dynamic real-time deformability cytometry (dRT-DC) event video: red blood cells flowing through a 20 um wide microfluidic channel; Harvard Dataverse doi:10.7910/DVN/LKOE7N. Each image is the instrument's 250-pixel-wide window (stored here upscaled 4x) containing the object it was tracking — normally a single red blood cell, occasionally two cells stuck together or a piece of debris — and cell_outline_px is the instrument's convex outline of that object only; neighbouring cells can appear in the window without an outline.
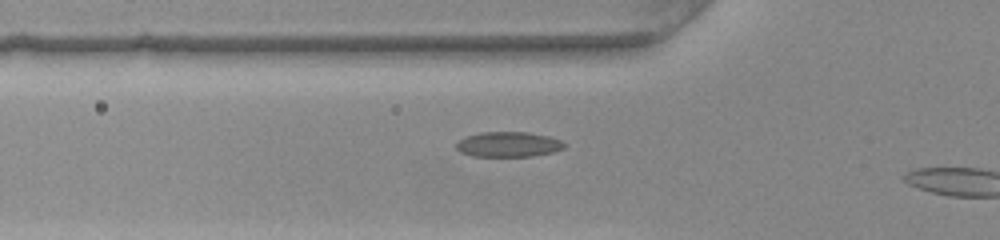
{"species": "common noctule bat (a hibernating species)", "species_latin": "Nyctalus noctula", "temperature_condition": "warm", "stored_images_in_passage": 4, "camera_frame_rate_fps": 3000, "um_per_image_px": 0.085, "animal": {"sex": "female", "body_mass_g": 22.0, "forearm_length_mm": 56.7}, "frame": {"image": 1, "passage_image": 2, "time_ms": 0.333, "image_size_px": [1000, 240], "cell_outline_px": [[564, 148], [552, 152], [532, 156], [472, 156], [460, 152], [456, 148], [456, 140], [464, 136], [480, 132], [528, 132], [548, 136], [560, 140], [564, 144]], "centroid_in_image_um": [43.14, 12.26], "position_along_channel_um": 82.7, "area_um2": 15.9}}